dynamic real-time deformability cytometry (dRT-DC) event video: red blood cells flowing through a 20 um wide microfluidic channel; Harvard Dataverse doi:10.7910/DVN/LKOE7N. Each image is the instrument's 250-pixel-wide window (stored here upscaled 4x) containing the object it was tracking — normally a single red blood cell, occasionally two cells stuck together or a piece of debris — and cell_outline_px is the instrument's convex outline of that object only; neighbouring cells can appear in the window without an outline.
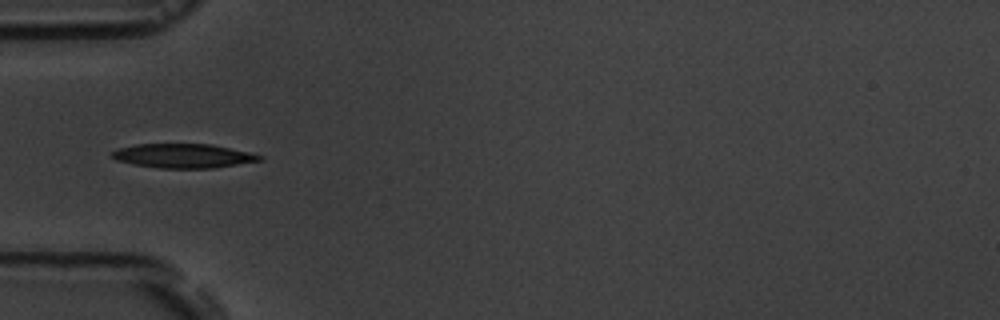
{"species": "common noctule bat (a hibernating species)", "species_latin": "Nyctalus noctula", "temperature_condition": "room temperature", "stored_images_in_passage": 16, "camera_frame_rate_fps": 3000, "um_per_image_px": 0.085, "animal": {"sex": "male", "body_mass_g": 19.5, "forearm_length_mm": 54.6}, "frame": {"image": 1, "passage_image": 5, "time_ms": 4.667, "image_size_px": [1000, 320], "cell_outline_px": [[264, 160], [212, 168], [160, 168], [132, 164], [116, 160], [112, 156], [112, 152], [120, 148], [136, 144], [212, 144], [248, 152], [264, 156]], "centroid_in_image_um": [15.6, 13.25], "position_along_channel_um": 69.4, "area_um2": 20.69}}
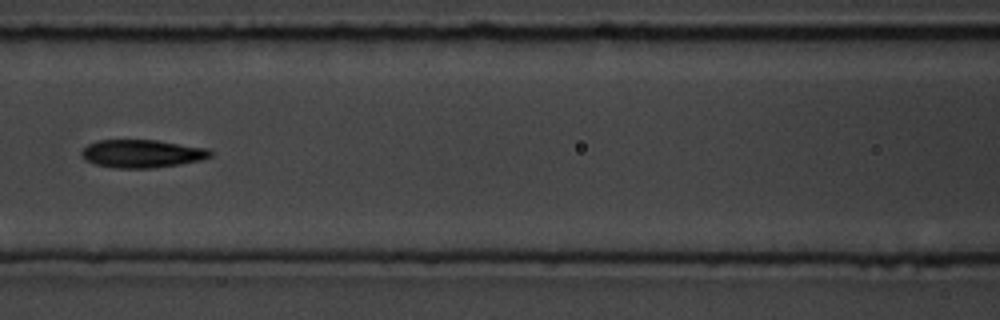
{"frame": {"image": 2, "passage_image": 7, "time_ms": 7.0, "image_size_px": [1000, 320], "cell_outline_px": [[212, 156], [200, 160], [180, 164], [152, 168], [116, 168], [96, 164], [84, 160], [80, 156], [80, 152], [88, 144], [100, 140], [156, 140], [208, 148], [212, 152]], "centroid_in_image_um": [12.05, 13.06], "position_along_channel_um": 154.5, "area_um2": 21.04}}
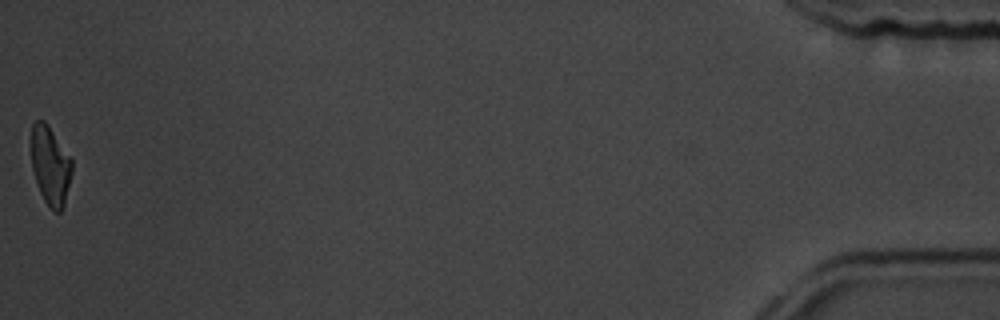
{"frame": {"image": 3, "passage_image": 16, "time_ms": 17.333, "image_size_px": [1000, 320], "cell_outline_px": [[72, 172], [64, 204], [60, 212], [56, 212], [44, 200], [40, 192], [32, 168], [32, 124], [36, 120], [44, 120], [48, 124], [72, 160]], "centroid_in_image_um": [4.29, 14.05], "position_along_channel_um": 430.9, "area_um2": 18.32}, "authors_computed_cell_mechanics": {"area_um2": 20.8658, "velocity_mm_per_s": 3.6393, "shape_relaxation_time_tau1_ms": 5.9755, "shape_relaxation_time_tau2_ms": 3.1831, "deformation_change_tau1": 0.1416, "deformation_change_tau2": 0.0826}}